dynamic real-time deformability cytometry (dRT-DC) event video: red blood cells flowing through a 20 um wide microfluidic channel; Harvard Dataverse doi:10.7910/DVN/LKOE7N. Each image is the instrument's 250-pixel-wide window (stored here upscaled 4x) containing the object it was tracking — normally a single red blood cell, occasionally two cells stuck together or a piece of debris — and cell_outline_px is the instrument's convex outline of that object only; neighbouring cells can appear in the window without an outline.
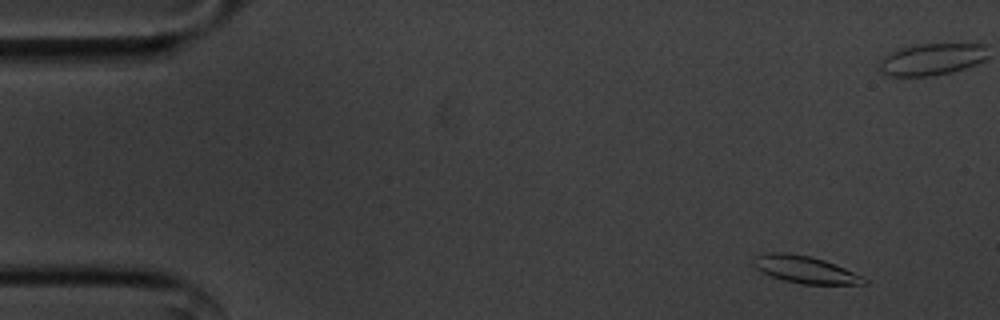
{"species": "common noctule bat (a hibernating species)", "species_latin": "Nyctalus noctula", "temperature_condition": "cold", "stored_images_in_passage": 57, "camera_frame_rate_fps": 3000, "um_per_image_px": 0.085, "animal": {"sex": "male", "body_mass_g": 20.1, "forearm_length_mm": 53.5}, "frame": {"image": 1, "passage_image": 5, "time_ms": 1.333, "image_size_px": [1000, 320], "cell_outline_px": [[868, 284], [804, 284], [784, 280], [772, 276], [756, 268], [752, 264], [752, 260], [756, 256], [768, 252], [788, 252], [812, 256], [824, 260], [864, 276], [868, 280]], "centroid_in_image_um": [68.45, 22.9], "position_along_channel_um": 16.5, "area_um2": 17.51}}
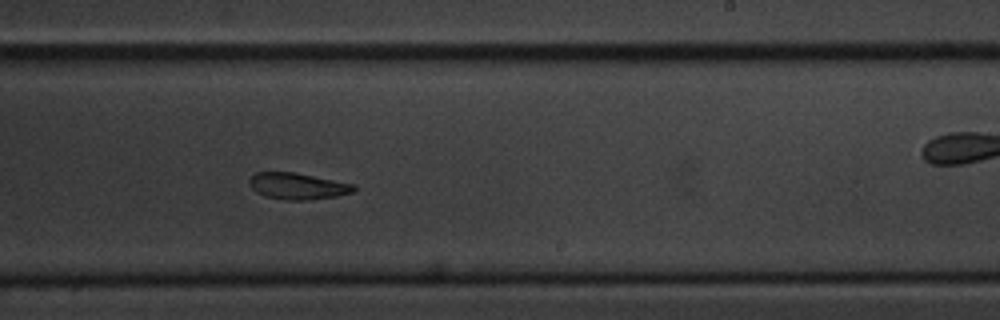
{"frame": {"image": 2, "passage_image": 34, "time_ms": 11.0, "image_size_px": [1000, 320], "cell_outline_px": [[356, 188], [352, 192], [336, 196], [304, 200], [284, 200], [264, 196], [256, 192], [248, 184], [248, 180], [256, 172], [292, 172], [356, 184]], "centroid_in_image_um": [25.27, 15.82], "position_along_channel_um": 263.7, "area_um2": 16.07}}
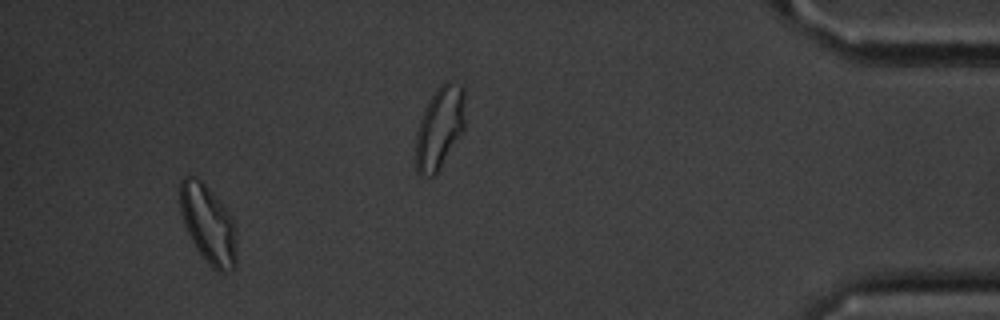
{"frame": {"image": 3, "passage_image": 53, "time_ms": 17.333, "image_size_px": [1000, 320], "cell_outline_px": [[236, 268], [224, 272], [216, 272], [212, 268], [196, 248], [184, 224], [180, 212], [180, 180], [184, 176], [196, 176], [220, 200], [232, 216], [236, 228]], "centroid_in_image_um": [17.72, 19.06], "position_along_channel_um": 417.5, "area_um2": 26.07}, "authors_computed_cell_mechanics": {"area_um2": 17.1666, "velocity_mm_per_s": 3.5564, "shape_relaxation_time_tau1_ms": 5.2685, "shape_relaxation_time_tau2_ms": null, "deformation_change_tau1": 0.1271, "deformation_change_tau2": null}}